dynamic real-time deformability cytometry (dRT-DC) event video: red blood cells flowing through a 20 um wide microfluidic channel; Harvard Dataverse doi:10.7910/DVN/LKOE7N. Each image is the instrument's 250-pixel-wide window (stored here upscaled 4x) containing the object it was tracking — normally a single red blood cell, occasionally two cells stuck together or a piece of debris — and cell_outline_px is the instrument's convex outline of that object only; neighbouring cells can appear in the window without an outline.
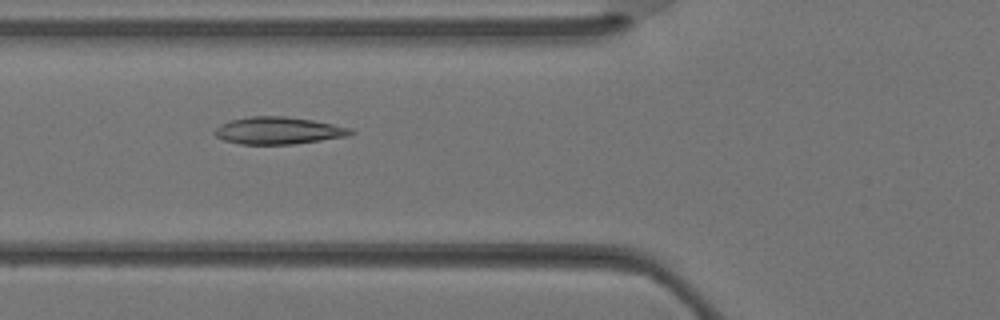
{"species": "Egyptian fruit bat (a non-hibernating species)", "species_latin": "Rousettus aegyptiacus", "temperature_condition": "warm", "stored_images_in_passage": 28, "camera_frame_rate_fps": 3000, "um_per_image_px": 0.085, "animal": {"sex": "female"}, "frame": {"image": 1, "passage_image": 5, "time_ms": 1.333, "image_size_px": [1000, 320], "cell_outline_px": [[356, 132], [348, 136], [292, 144], [240, 144], [224, 140], [216, 136], [212, 132], [220, 124], [232, 120], [252, 116], [284, 116], [312, 120], [352, 128]], "centroid_in_image_um": [23.66, 11.1], "position_along_channel_um": 102.1, "area_um2": 21.44}}
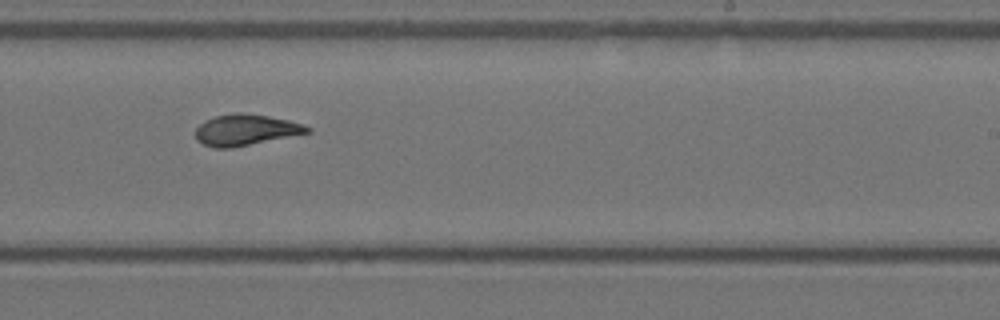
{"frame": {"image": 2, "passage_image": 14, "time_ms": 4.333, "image_size_px": [1000, 320], "cell_outline_px": [[312, 132], [232, 148], [216, 148], [204, 144], [196, 140], [196, 128], [204, 120], [216, 116], [240, 112], [268, 116], [288, 120], [312, 128]], "centroid_in_image_um": [20.88, 11.05], "position_along_channel_um": 268.1, "area_um2": 20.11}}
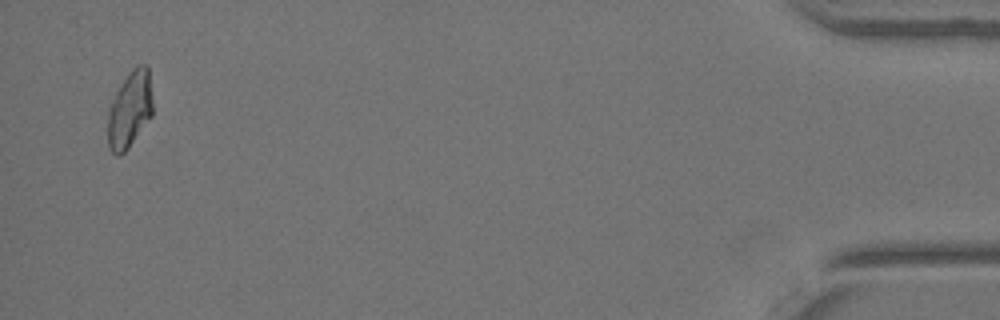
{"frame": {"image": 3, "passage_image": 27, "time_ms": 8.667, "image_size_px": [1000, 320], "cell_outline_px": [[152, 116], [128, 148], [120, 156], [116, 156], [108, 148], [108, 112], [116, 92], [128, 72], [136, 64], [144, 64], [148, 68], [152, 96]], "centroid_in_image_um": [11.03, 9.31], "position_along_channel_um": 424.2, "area_um2": 20.06}}